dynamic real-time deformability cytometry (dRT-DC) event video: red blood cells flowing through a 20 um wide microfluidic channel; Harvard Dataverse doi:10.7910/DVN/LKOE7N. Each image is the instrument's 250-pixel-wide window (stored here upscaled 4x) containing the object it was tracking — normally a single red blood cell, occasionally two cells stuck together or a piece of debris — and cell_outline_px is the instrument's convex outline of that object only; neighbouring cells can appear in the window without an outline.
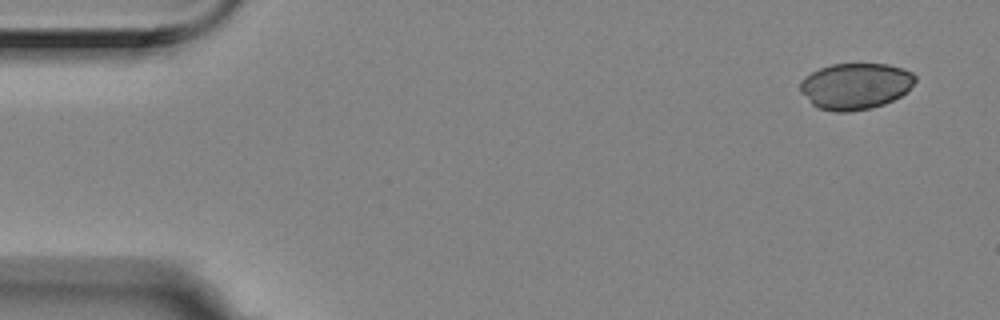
{"species": "Egyptian fruit bat (a non-hibernating species)", "species_latin": "Rousettus aegyptiacus", "temperature_condition": "room temperature", "stored_images_in_passage": 9, "camera_frame_rate_fps": 3000, "um_per_image_px": 0.085, "animal": {"sex": "female"}, "frame": {"image": 1, "passage_image": 1, "time_ms": 0.0, "image_size_px": [1000, 320], "cell_outline_px": [[916, 80], [900, 96], [884, 104], [868, 108], [848, 112], [836, 112], [820, 108], [812, 104], [800, 92], [800, 80], [804, 76], [820, 68], [832, 64], [888, 64], [904, 68], [912, 72], [916, 76]], "centroid_in_image_um": [72.69, 7.31], "position_along_channel_um": 12.3, "area_um2": 30.92}}